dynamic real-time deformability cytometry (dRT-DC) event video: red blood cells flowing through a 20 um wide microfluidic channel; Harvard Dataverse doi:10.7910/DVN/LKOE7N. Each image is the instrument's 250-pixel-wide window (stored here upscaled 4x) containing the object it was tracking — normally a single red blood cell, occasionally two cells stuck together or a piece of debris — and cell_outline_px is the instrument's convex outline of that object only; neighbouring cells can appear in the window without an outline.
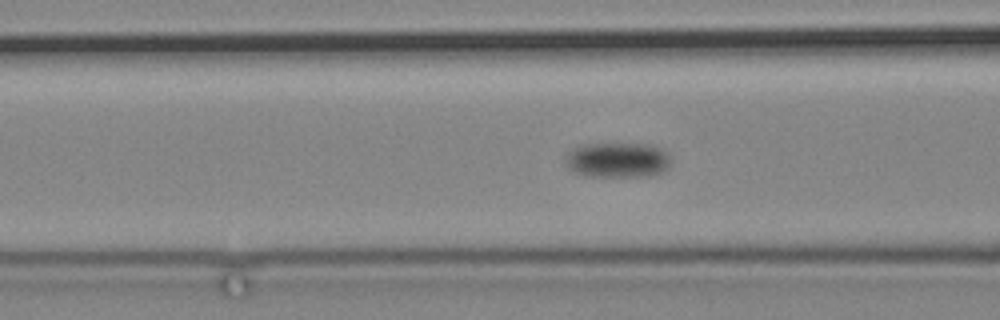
{"species": "common noctule bat (a hibernating species)", "species_latin": "Nyctalus noctula", "temperature_condition": "cold", "stored_images_in_passage": 98, "camera_frame_rate_fps": 3000, "um_per_image_px": 0.085, "animal": {"sex": "male", "body_mass_g": 19.2, "forearm_length_mm": 51.8}, "frame": {"image": 1, "passage_image": 50, "time_ms": 16.333, "image_size_px": [1000, 320], "cell_outline_px": [[668, 168], [660, 172], [648, 176], [588, 176], [576, 172], [568, 168], [568, 152], [572, 148], [580, 144], [652, 144], [668, 152]], "centroid_in_image_um": [52.5, 13.58], "position_along_channel_um": 114.1, "area_um2": 21.33}}
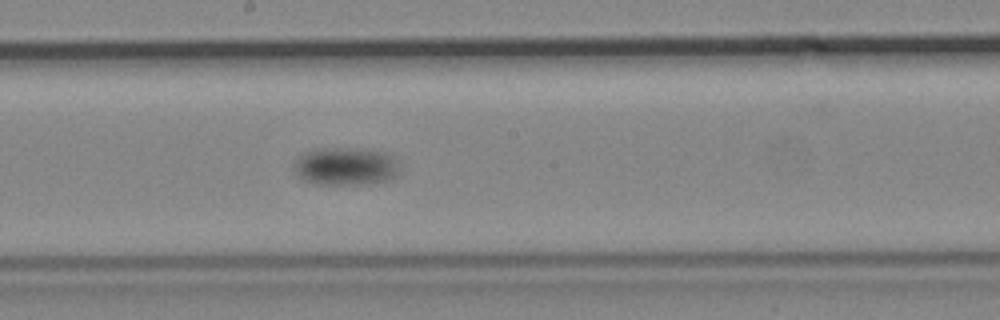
{"frame": {"image": 2, "passage_image": 62, "time_ms": 20.333, "image_size_px": [1000, 320], "cell_outline_px": [[396, 172], [388, 180], [368, 184], [316, 184], [304, 180], [296, 172], [296, 160], [304, 152], [316, 148], [360, 148], [384, 152], [396, 160]], "centroid_in_image_um": [29.35, 14.13], "position_along_channel_um": 218.9, "area_um2": 22.95}}
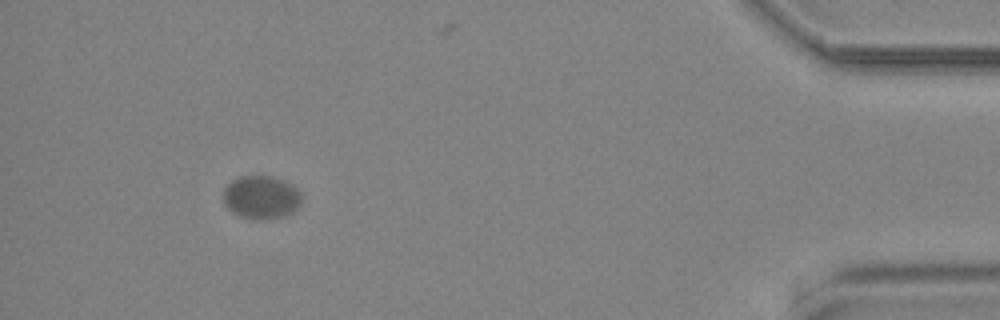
{"frame": {"image": 3, "passage_image": 91, "time_ms": 30.0, "image_size_px": [1000, 320], "cell_outline_px": [[300, 204], [292, 212], [284, 216], [260, 220], [252, 220], [240, 216], [232, 212], [224, 204], [224, 188], [232, 180], [240, 176], [272, 176], [284, 180], [292, 184], [300, 192]], "centroid_in_image_um": [22.19, 16.77], "position_along_channel_um": 413.0, "area_um2": 19.77}}